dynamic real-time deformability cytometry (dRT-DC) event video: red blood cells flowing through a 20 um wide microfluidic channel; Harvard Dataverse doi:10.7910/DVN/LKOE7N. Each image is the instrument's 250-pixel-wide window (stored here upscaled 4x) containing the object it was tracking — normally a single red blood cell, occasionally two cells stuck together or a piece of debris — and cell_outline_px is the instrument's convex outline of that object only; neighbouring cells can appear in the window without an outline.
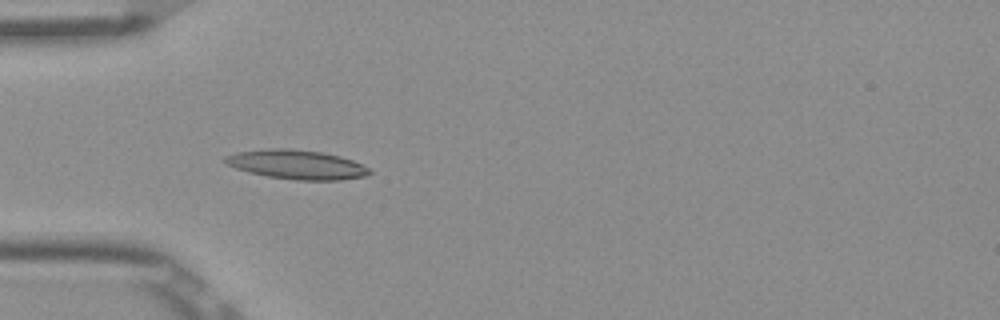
{"species": "Egyptian fruit bat (a non-hibernating species)", "species_latin": "Rousettus aegyptiacus", "temperature_condition": "room temperature", "stored_images_in_passage": 38, "camera_frame_rate_fps": 3000, "um_per_image_px": 0.085, "frame": {"image": 1, "passage_image": 2, "time_ms": 0.333, "image_size_px": [1000, 320], "cell_outline_px": [[372, 172], [368, 176], [340, 180], [296, 180], [268, 176], [248, 172], [236, 168], [228, 164], [224, 160], [224, 156], [236, 152], [268, 148], [288, 148], [320, 152], [340, 156], [352, 160], [372, 168]], "centroid_in_image_um": [25.26, 13.99], "position_along_channel_um": 59.7, "area_um2": 24.68}}
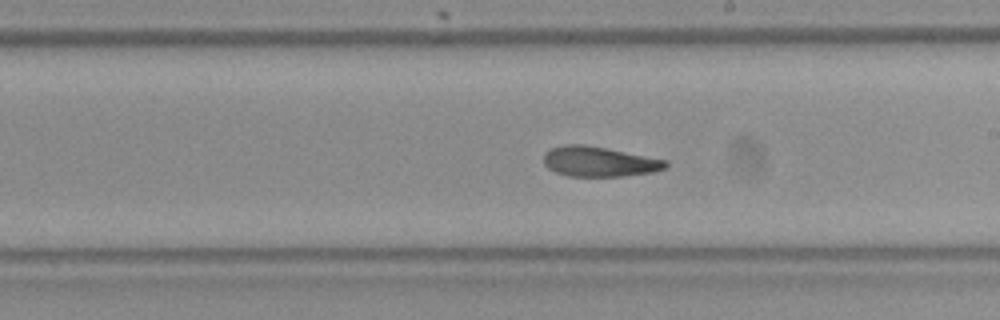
{"frame": {"image": 2, "passage_image": 16, "time_ms": 5.0, "image_size_px": [1000, 320], "cell_outline_px": [[668, 164], [664, 168], [652, 172], [620, 176], [568, 176], [556, 172], [548, 168], [544, 164], [544, 152], [552, 148], [564, 144], [584, 144], [608, 148], [668, 160]], "centroid_in_image_um": [50.91, 13.72], "position_along_channel_um": 238.1, "area_um2": 21.39}}
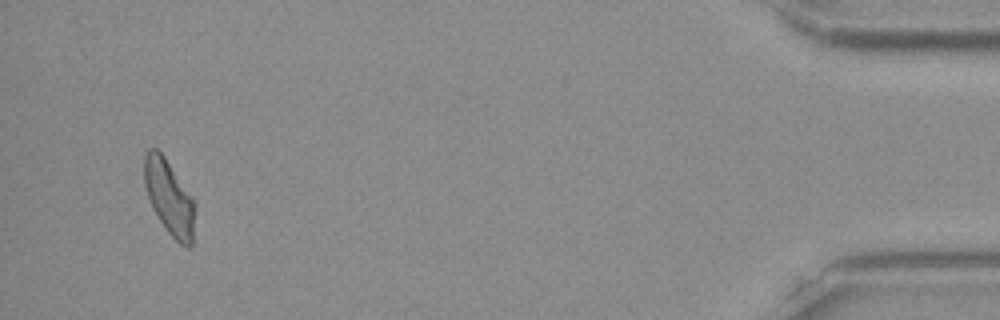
{"frame": {"image": 3, "passage_image": 36, "time_ms": 11.667, "image_size_px": [1000, 320], "cell_outline_px": [[196, 204], [192, 244], [188, 248], [180, 244], [168, 232], [152, 208], [144, 184], [144, 156], [148, 148], [156, 148], [164, 156], [192, 196]], "centroid_in_image_um": [14.39, 16.78], "position_along_channel_um": 420.8, "area_um2": 22.08}, "authors_computed_cell_mechanics": {"area_um2": 22.0796, "velocity_mm_per_s": 3.8838, "shape_relaxation_time_tau1_ms": 8.8605, "shape_relaxation_time_tau2_ms": 3.5669, "deformation_change_tau1": 0.2017, "deformation_change_tau2": 0.1178}}